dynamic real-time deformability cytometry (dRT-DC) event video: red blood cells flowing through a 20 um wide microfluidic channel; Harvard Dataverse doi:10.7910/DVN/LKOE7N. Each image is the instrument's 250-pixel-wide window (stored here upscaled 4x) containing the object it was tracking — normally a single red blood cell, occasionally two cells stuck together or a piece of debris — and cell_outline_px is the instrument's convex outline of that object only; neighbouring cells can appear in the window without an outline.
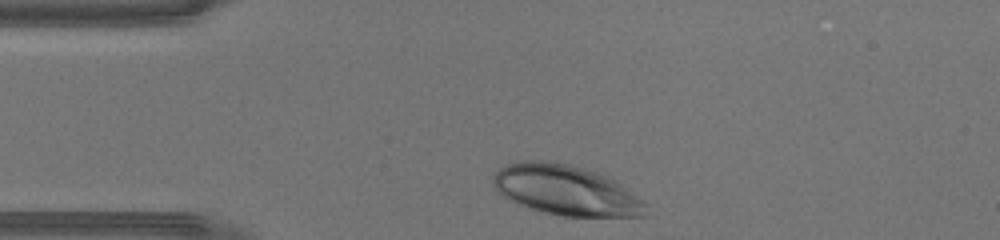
{"species": "human", "species_latin": "Homo sapiens", "temperature_condition": "warm", "stored_images_in_passage": 26, "camera_frame_rate_fps": 3000, "um_per_image_px": 0.085, "donor": {"sex": "male"}, "frame": {"image": 1, "passage_image": 1, "time_ms": 0.0, "image_size_px": [1000, 240], "cell_outline_px": [[648, 216], [564, 216], [544, 212], [516, 204], [508, 200], [496, 192], [492, 180], [492, 176], [504, 164], [516, 160], [548, 160], [568, 164], [584, 168], [608, 176], [616, 180], [648, 204]], "centroid_in_image_um": [48.08, 16.15], "position_along_channel_um": 36.9, "area_um2": 45.26}}
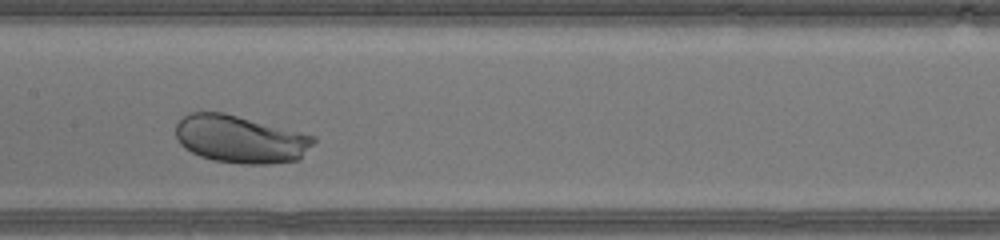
{"frame": {"image": 2, "passage_image": 13, "time_ms": 4.0, "image_size_px": [1000, 240], "cell_outline_px": [[316, 140], [300, 160], [268, 164], [240, 164], [212, 160], [200, 156], [184, 148], [176, 140], [176, 124], [188, 112], [224, 112], [316, 136]], "centroid_in_image_um": [20.43, 11.83], "position_along_channel_um": 187.0, "area_um2": 38.55}}
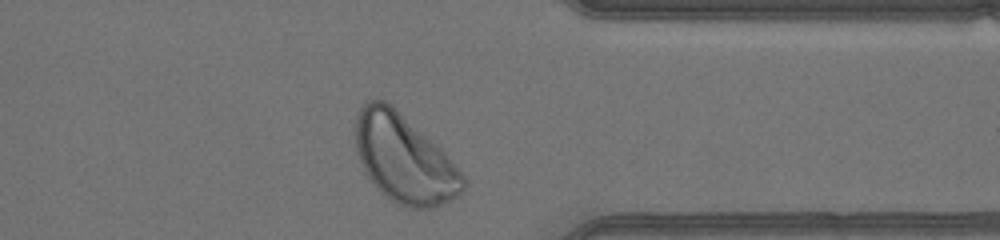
{"frame": {"image": 3, "passage_image": 26, "time_ms": 8.333, "image_size_px": [1000, 240], "cell_outline_px": [[468, 180], [464, 188], [452, 200], [432, 208], [412, 208], [400, 204], [392, 200], [380, 192], [364, 172], [356, 152], [356, 116], [360, 108], [368, 100], [384, 100], [392, 104], [436, 144], [444, 152]], "centroid_in_image_um": [34.35, 13.49], "position_along_channel_um": 377.1, "area_um2": 55.14}}